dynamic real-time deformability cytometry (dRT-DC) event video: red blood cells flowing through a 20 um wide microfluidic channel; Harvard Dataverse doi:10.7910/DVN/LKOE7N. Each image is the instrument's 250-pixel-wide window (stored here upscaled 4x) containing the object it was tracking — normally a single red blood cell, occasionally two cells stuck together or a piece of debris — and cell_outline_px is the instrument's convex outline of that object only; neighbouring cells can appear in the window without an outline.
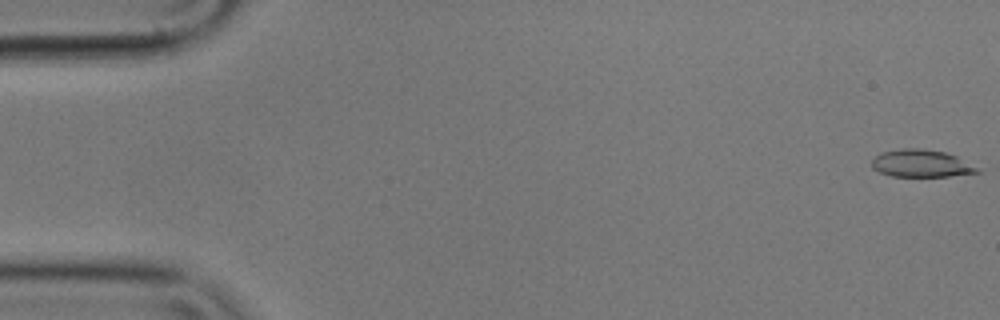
{"species": "common noctule bat (a hibernating species)", "species_latin": "Nyctalus noctula", "temperature_condition": "cold", "stored_images_in_passage": 15, "camera_frame_rate_fps": 3000, "um_per_image_px": 0.085, "animal": {"sex": "male", "body_mass_g": 17.9}, "frame": {"image": 1, "passage_image": 1, "time_ms": 0.0, "image_size_px": [1000, 320], "cell_outline_px": [[980, 172], [948, 176], [892, 176], [880, 172], [872, 168], [872, 160], [880, 152], [904, 148], [916, 148], [944, 152], [956, 156], [980, 168]], "centroid_in_image_um": [78.3, 13.89], "position_along_channel_um": 6.7, "area_um2": 16.7}}
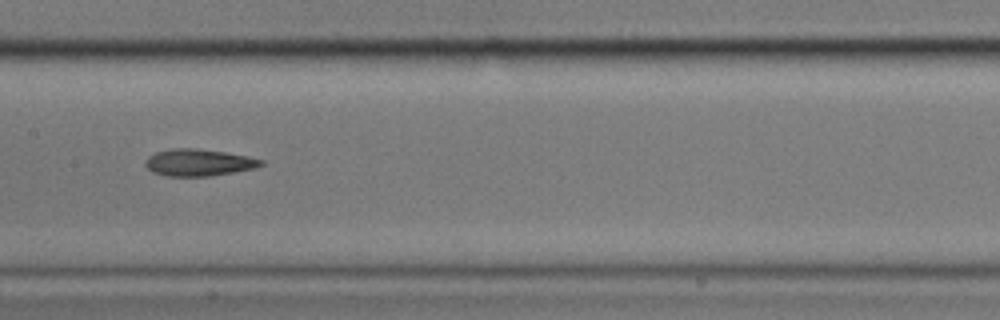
{"frame": {"image": 2, "passage_image": 8, "time_ms": 2.333, "image_size_px": [1000, 320], "cell_outline_px": [[264, 164], [256, 168], [212, 176], [168, 176], [152, 172], [144, 164], [148, 156], [156, 152], [172, 148], [196, 148], [224, 152], [248, 156], [264, 160]], "centroid_in_image_um": [16.9, 13.81], "position_along_channel_um": 190.5, "area_um2": 18.21}}
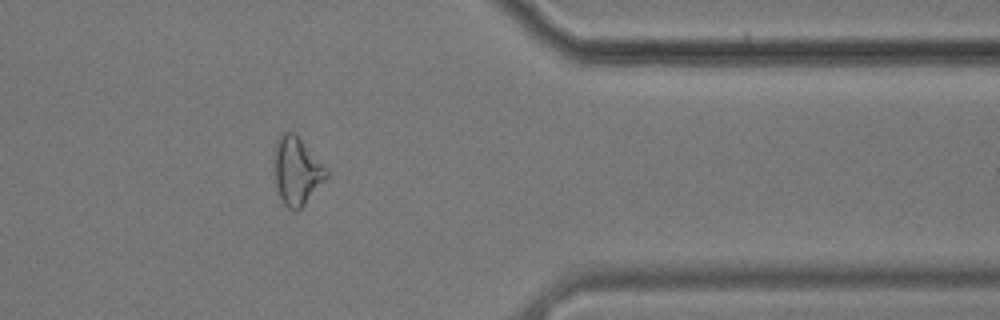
{"frame": {"image": 3, "passage_image": 13, "time_ms": 4.0, "image_size_px": [1000, 320], "cell_outline_px": [[328, 176], [304, 204], [296, 212], [288, 208], [284, 204], [276, 188], [272, 156], [276, 140], [280, 132], [292, 132], [328, 168]], "centroid_in_image_um": [25.18, 14.52], "position_along_channel_um": 386.2, "area_um2": 20.69}}